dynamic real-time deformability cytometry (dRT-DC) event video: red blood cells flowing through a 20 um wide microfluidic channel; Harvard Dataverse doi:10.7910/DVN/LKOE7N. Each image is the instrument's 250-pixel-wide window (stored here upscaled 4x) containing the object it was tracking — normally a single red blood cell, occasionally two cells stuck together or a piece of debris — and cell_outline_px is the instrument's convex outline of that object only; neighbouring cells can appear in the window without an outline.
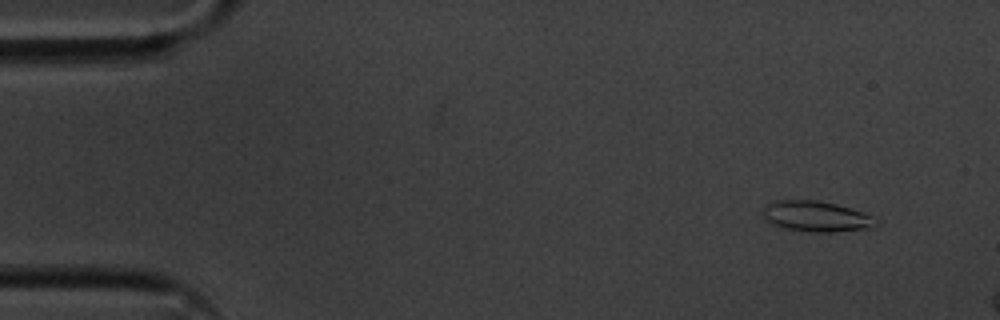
{"species": "common noctule bat (a hibernating species)", "species_latin": "Nyctalus noctula", "temperature_condition": "cold", "stored_images_in_passage": 7, "camera_frame_rate_fps": 3000, "um_per_image_px": 0.085, "animal": {"sex": "male", "body_mass_g": 20.1, "forearm_length_mm": 53.5}, "frame": {"image": 1, "passage_image": 1, "time_ms": 0.0, "image_size_px": [1000, 320], "cell_outline_px": [[880, 224], [872, 228], [832, 232], [812, 232], [784, 228], [768, 224], [764, 220], [764, 208], [772, 200], [816, 200], [836, 204], [872, 216], [880, 220]], "centroid_in_image_um": [69.38, 18.4], "position_along_channel_um": 15.6, "area_um2": 20.35}}